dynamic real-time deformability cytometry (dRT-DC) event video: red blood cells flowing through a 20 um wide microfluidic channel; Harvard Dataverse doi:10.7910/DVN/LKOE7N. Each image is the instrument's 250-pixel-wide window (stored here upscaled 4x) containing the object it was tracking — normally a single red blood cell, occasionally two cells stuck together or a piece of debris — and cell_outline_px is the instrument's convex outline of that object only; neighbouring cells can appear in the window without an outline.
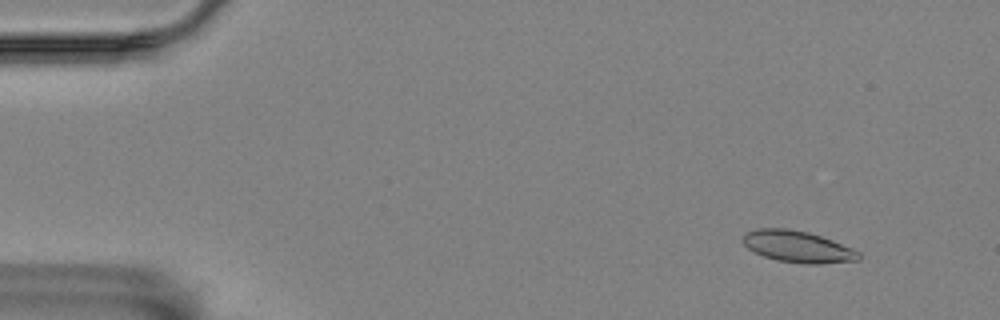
{"species": "Egyptian fruit bat (a non-hibernating species)", "species_latin": "Rousettus aegyptiacus", "temperature_condition": "room temperature", "stored_images_in_passage": 57, "camera_frame_rate_fps": 3000, "um_per_image_px": 0.085, "animal": {"sex": "female"}, "frame": {"image": 1, "passage_image": 5, "time_ms": 1.333, "image_size_px": [1000, 320], "cell_outline_px": [[860, 260], [820, 264], [804, 264], [776, 260], [764, 256], [748, 248], [740, 240], [748, 232], [756, 228], [788, 228], [808, 232], [832, 240], [852, 248], [860, 252]], "centroid_in_image_um": [67.81, 20.97], "position_along_channel_um": 17.2, "area_um2": 21.33}}
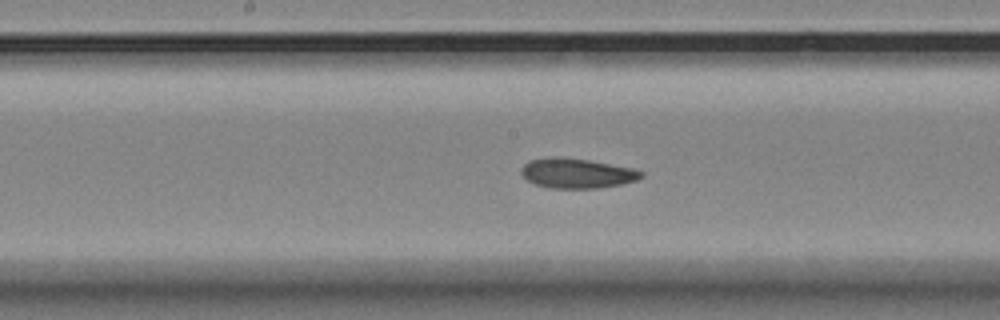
{"frame": {"image": 2, "passage_image": 29, "time_ms": 9.333, "image_size_px": [1000, 320], "cell_outline_px": [[644, 176], [636, 180], [620, 184], [596, 188], [548, 188], [536, 184], [528, 180], [520, 172], [520, 168], [528, 160], [548, 156], [556, 156], [588, 160], [632, 168], [644, 172]], "centroid_in_image_um": [48.99, 14.71], "position_along_channel_um": 199.2, "area_um2": 20.87}}
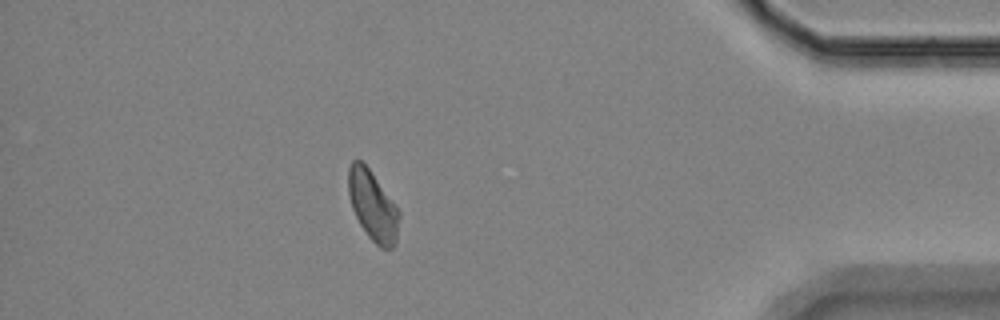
{"frame": {"image": 3, "passage_image": 50, "time_ms": 16.333, "image_size_px": [1000, 320], "cell_outline_px": [[400, 216], [396, 244], [392, 248], [380, 248], [368, 236], [360, 224], [352, 208], [348, 192], [348, 168], [352, 160], [360, 160], [368, 168], [400, 212]], "centroid_in_image_um": [31.68, 17.51], "position_along_channel_um": 403.5, "area_um2": 20.4}, "authors_computed_cell_mechanics": {"area_um2": 20.8658, "velocity_mm_per_s": 3.5063, "shape_relaxation_time_tau1_ms": null, "shape_relaxation_time_tau2_ms": 6.4245, "deformation_change_tau1": null, "deformation_change_tau2": 0.085}}